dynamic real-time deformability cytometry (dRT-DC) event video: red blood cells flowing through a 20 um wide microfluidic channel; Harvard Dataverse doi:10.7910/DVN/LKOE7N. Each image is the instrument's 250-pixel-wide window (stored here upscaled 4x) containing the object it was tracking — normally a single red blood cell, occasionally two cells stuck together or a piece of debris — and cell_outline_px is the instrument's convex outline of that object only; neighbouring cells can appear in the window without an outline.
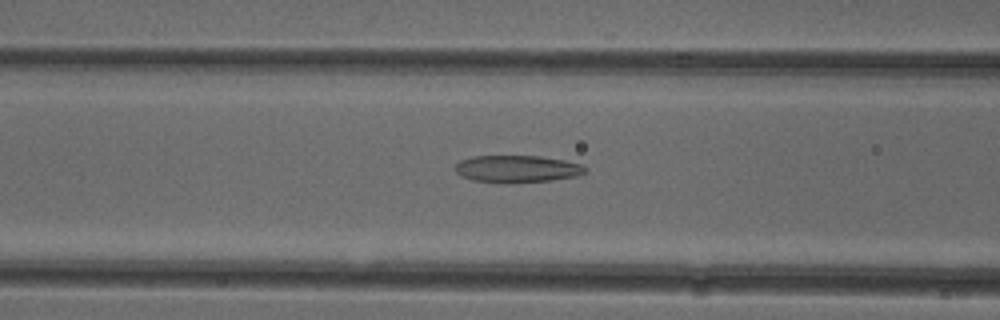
{"species": "common noctule bat (a hibernating species)", "species_latin": "Nyctalus noctula", "temperature_condition": "cold", "stored_images_in_passage": 52, "camera_frame_rate_fps": 3000, "um_per_image_px": 0.085, "animal": {"sex": "female"}, "frame": {"image": 1, "passage_image": 21, "time_ms": 6.667, "image_size_px": [1000, 320], "cell_outline_px": [[588, 172], [576, 176], [548, 180], [508, 184], [472, 180], [460, 176], [452, 168], [460, 160], [472, 156], [540, 156], [564, 160], [584, 164], [588, 168]], "centroid_in_image_um": [43.94, 14.36], "position_along_channel_um": 122.7, "area_um2": 20.98}}
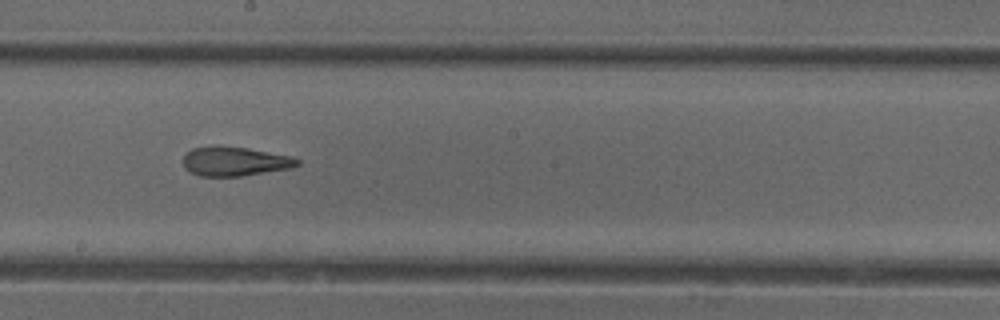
{"frame": {"image": 2, "passage_image": 29, "time_ms": 9.333, "image_size_px": [1000, 320], "cell_outline_px": [[300, 164], [288, 168], [240, 176], [200, 176], [184, 168], [184, 156], [192, 148], [212, 144], [248, 148], [292, 156], [300, 160]], "centroid_in_image_um": [19.93, 13.69], "position_along_channel_um": 228.3, "area_um2": 19.48}}
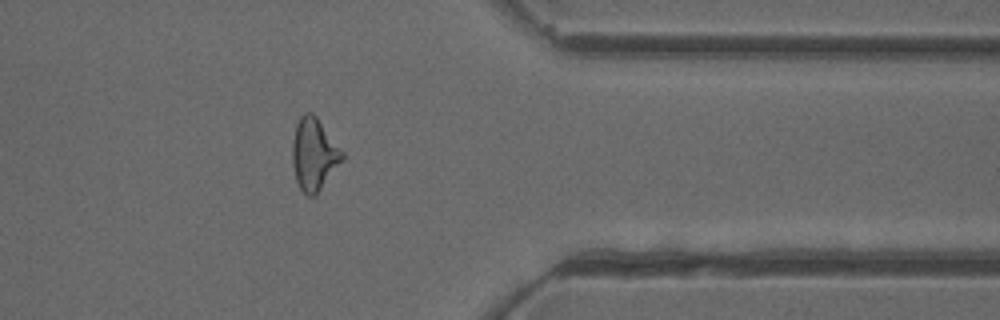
{"frame": {"image": 3, "passage_image": 42, "time_ms": 13.667, "image_size_px": [1000, 320], "cell_outline_px": [[344, 160], [316, 196], [308, 196], [300, 188], [296, 180], [292, 164], [292, 144], [296, 124], [300, 116], [304, 112], [312, 112], [316, 116], [344, 152]], "centroid_in_image_um": [26.7, 13.12], "position_along_channel_um": 384.7, "area_um2": 21.21}, "authors_computed_cell_mechanics": {"area_um2": 21.386, "velocity_mm_per_s": 3.9526, "shape_relaxation_time_tau1_ms": null, "shape_relaxation_time_tau2_ms": 2.6658, "deformation_change_tau1": null, "deformation_change_tau2": 0.1342}}